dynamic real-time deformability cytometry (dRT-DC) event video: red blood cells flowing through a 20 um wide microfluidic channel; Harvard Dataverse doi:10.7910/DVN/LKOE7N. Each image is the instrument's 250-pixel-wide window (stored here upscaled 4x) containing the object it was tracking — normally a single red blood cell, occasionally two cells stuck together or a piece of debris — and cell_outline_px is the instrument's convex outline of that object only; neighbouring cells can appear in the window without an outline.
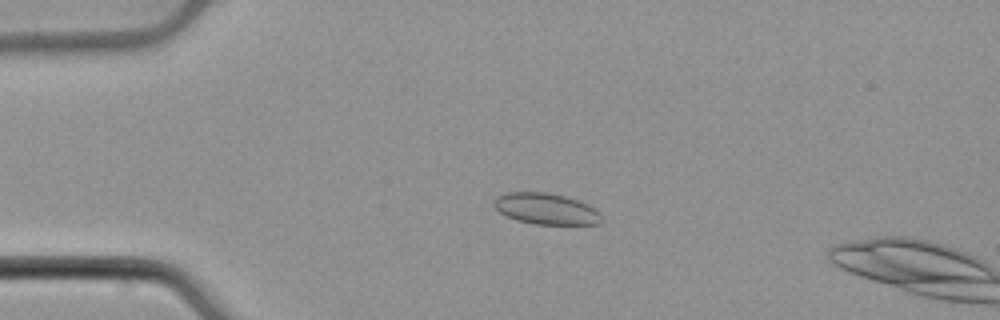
{"species": "common noctule bat (a hibernating species)", "species_latin": "Nyctalus noctula", "temperature_condition": "cold", "stored_images_in_passage": 47, "camera_frame_rate_fps": 3000, "um_per_image_px": 0.085, "animal": {"sex": "male", "body_mass_g": 21.5, "forearm_length_mm": 52.0}, "frame": {"image": 1, "passage_image": 13, "time_ms": 4.0, "image_size_px": [1000, 320], "cell_outline_px": [[604, 220], [600, 224], [532, 224], [516, 220], [500, 212], [492, 204], [492, 200], [496, 196], [508, 192], [548, 192], [564, 196], [588, 204], [596, 208], [600, 212]], "centroid_in_image_um": [46.42, 17.75], "position_along_channel_um": 38.6, "area_um2": 19.77}}
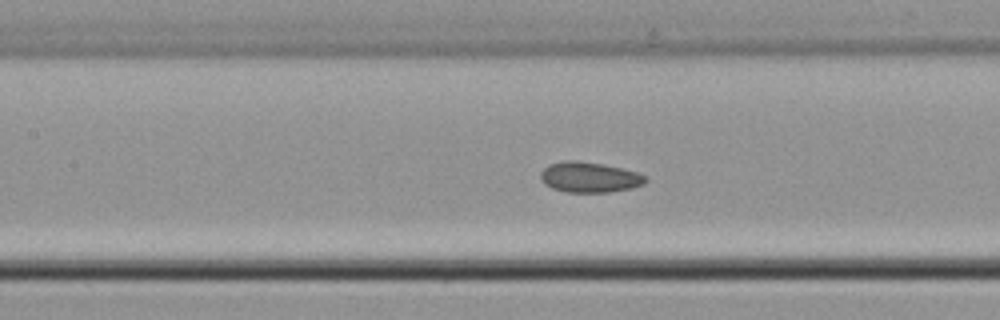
{"frame": {"image": 2, "passage_image": 25, "time_ms": 8.0, "image_size_px": [1000, 320], "cell_outline_px": [[648, 180], [644, 184], [632, 188], [608, 192], [568, 192], [552, 188], [544, 184], [540, 180], [540, 172], [548, 164], [564, 160], [576, 160], [600, 164], [620, 168], [636, 172], [648, 176]], "centroid_in_image_um": [50.09, 15.06], "position_along_channel_um": 157.3, "area_um2": 18.67}}
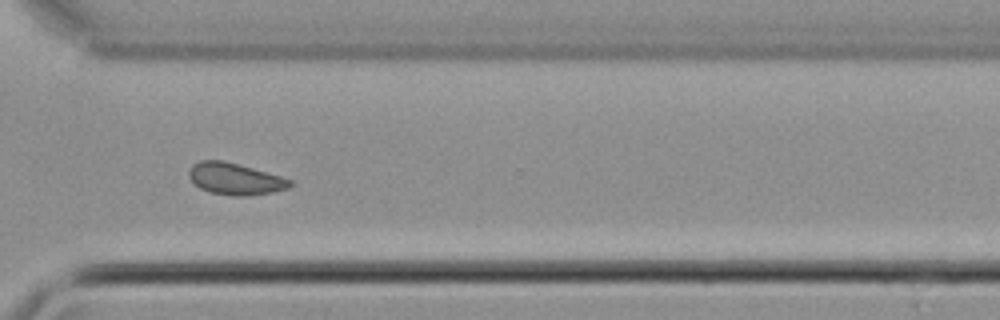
{"frame": {"image": 3, "passage_image": 40, "time_ms": 13.0, "image_size_px": [1000, 320], "cell_outline_px": [[296, 184], [288, 188], [272, 192], [244, 196], [232, 196], [212, 192], [200, 188], [188, 176], [188, 172], [192, 164], [200, 160], [224, 160], [280, 176], [292, 180]], "centroid_in_image_um": [19.99, 15.2], "position_along_channel_um": 350.6, "area_um2": 18.61}, "authors_computed_cell_mechanics": {"area_um2": 18.6116, "velocity_mm_per_s": 3.8581, "shape_relaxation_time_tau1_ms": null, "shape_relaxation_time_tau2_ms": 4.2069, "deformation_change_tau1": null, "deformation_change_tau2": 0.0826}}